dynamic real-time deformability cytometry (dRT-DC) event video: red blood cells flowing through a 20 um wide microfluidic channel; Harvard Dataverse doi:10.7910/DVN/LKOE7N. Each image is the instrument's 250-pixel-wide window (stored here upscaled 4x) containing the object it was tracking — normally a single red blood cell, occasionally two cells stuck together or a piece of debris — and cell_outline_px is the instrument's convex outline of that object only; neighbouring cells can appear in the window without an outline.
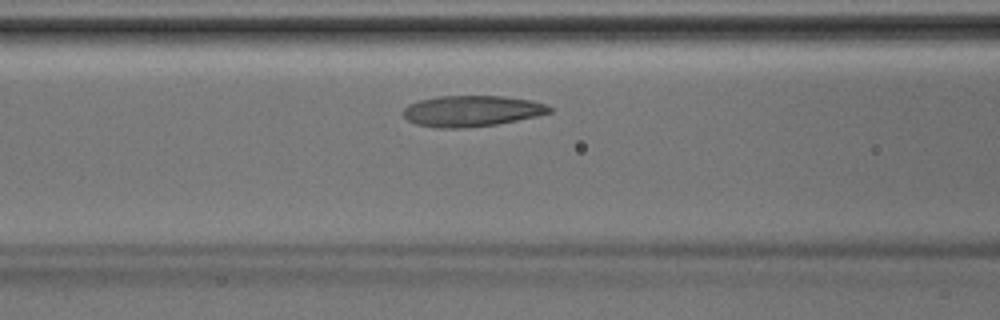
{"species": "Egyptian fruit bat (a non-hibernating species)", "species_latin": "Rousettus aegyptiacus", "temperature_condition": "room temperature", "stored_images_in_passage": 35, "segment_of_instrument_passage": [1, 2], "camera_frame_rate_fps": 3000, "um_per_image_px": 0.085, "animal": {"sex": "male"}, "frame": {"image": 1, "passage_image": 9, "time_ms": 2.667, "image_size_px": [1000, 320], "cell_outline_px": [[552, 112], [536, 116], [496, 124], [460, 128], [436, 128], [416, 124], [408, 120], [404, 116], [404, 108], [408, 104], [420, 100], [436, 96], [504, 96], [532, 100], [548, 104], [552, 108]], "centroid_in_image_um": [40.11, 9.42], "position_along_channel_um": 126.5, "area_um2": 26.41}}
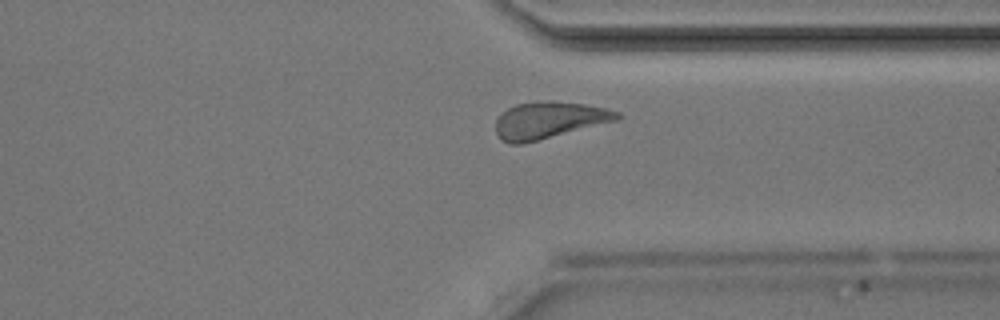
{"frame": {"image": 2, "passage_image": 24, "time_ms": 7.667, "image_size_px": [1000, 320], "cell_outline_px": [[620, 116], [616, 120], [520, 144], [508, 144], [500, 140], [496, 136], [496, 120], [508, 108], [516, 104], [536, 100], [540, 100], [584, 104], [608, 108], [620, 112]], "centroid_in_image_um": [46.61, 10.2], "position_along_channel_um": 364.8, "area_um2": 25.66}}
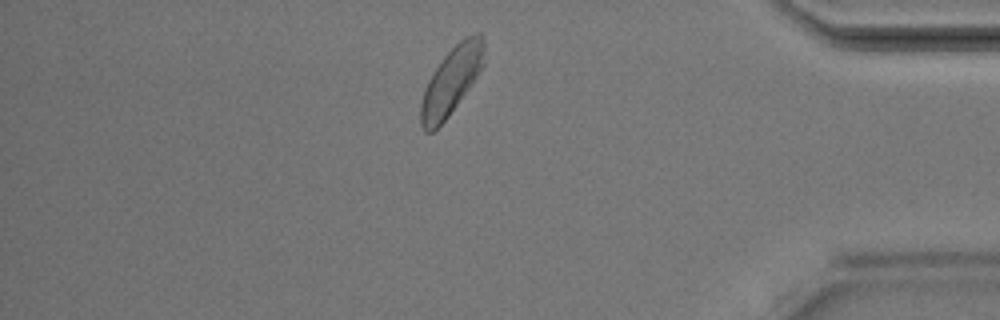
{"frame": {"image": 3, "passage_image": 28, "time_ms": 9.0, "image_size_px": [1000, 320], "cell_outline_px": [[484, 64], [468, 88], [448, 116], [432, 132], [424, 132], [420, 124], [420, 104], [424, 88], [432, 72], [444, 56], [464, 36], [476, 32], [480, 32], [484, 36]], "centroid_in_image_um": [38.35, 6.83], "position_along_channel_um": 396.8, "area_um2": 24.74}}